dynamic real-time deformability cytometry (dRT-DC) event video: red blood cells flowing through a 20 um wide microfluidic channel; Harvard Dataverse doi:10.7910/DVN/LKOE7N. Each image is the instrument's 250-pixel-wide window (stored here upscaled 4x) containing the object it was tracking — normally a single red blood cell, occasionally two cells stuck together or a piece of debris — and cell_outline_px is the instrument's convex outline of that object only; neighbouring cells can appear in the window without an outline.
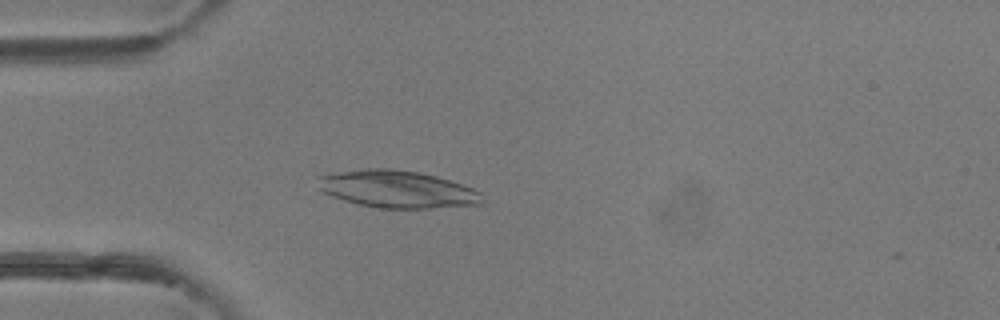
{"species": "common noctule bat (a hibernating species)", "species_latin": "Nyctalus noctula", "temperature_condition": "room temperature", "stored_images_in_passage": 4, "camera_frame_rate_fps": 3000, "um_per_image_px": 0.085, "animal": {"sex": "female"}, "frame": {"image": 1, "passage_image": 3, "time_ms": 0.667, "image_size_px": [1000, 320], "cell_outline_px": [[488, 204], [428, 208], [380, 208], [356, 204], [332, 196], [324, 192], [320, 188], [316, 176], [364, 168], [392, 168], [416, 172], [436, 176], [472, 188], [480, 192]], "centroid_in_image_um": [33.79, 16.09], "position_along_channel_um": 51.2, "area_um2": 35.78}}